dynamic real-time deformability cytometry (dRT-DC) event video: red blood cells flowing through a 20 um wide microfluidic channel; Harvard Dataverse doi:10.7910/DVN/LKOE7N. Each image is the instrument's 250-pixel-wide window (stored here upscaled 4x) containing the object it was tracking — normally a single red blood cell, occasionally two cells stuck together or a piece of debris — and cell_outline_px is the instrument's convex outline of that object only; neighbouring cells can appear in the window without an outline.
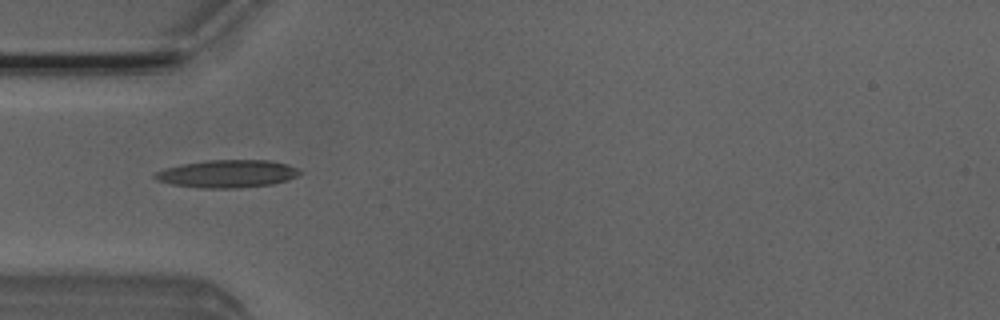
{"species": "Egyptian fruit bat (a non-hibernating species)", "species_latin": "Rousettus aegyptiacus", "temperature_condition": "room temperature", "stored_images_in_passage": 39, "camera_frame_rate_fps": 3000, "um_per_image_px": 0.085, "animal": {"sex": "male"}, "frame": {"image": 1, "passage_image": 4, "time_ms": 1.0, "image_size_px": [1000, 320], "cell_outline_px": [[304, 172], [288, 180], [272, 184], [240, 188], [200, 188], [172, 184], [156, 180], [152, 176], [156, 172], [164, 168], [180, 164], [204, 160], [268, 160], [288, 164], [300, 168]], "centroid_in_image_um": [19.34, 14.76], "position_along_channel_um": 65.7, "area_um2": 23.7}}
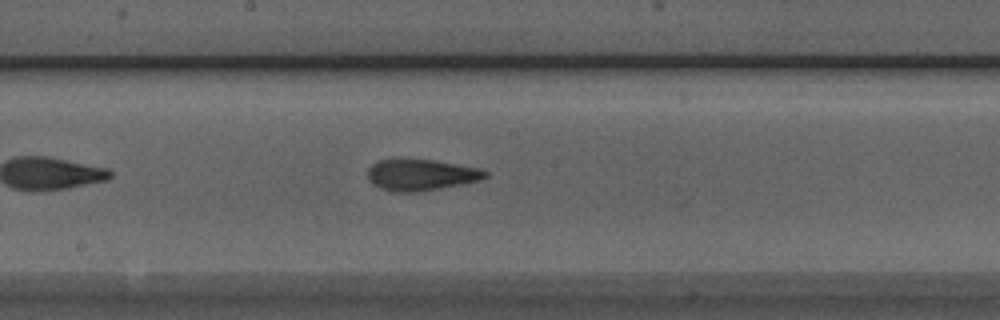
{"frame": {"image": 2, "passage_image": 15, "time_ms": 4.667, "image_size_px": [1000, 320], "cell_outline_px": [[488, 176], [480, 180], [440, 188], [416, 192], [396, 192], [380, 188], [368, 180], [368, 168], [372, 164], [380, 160], [436, 160], [480, 168], [488, 172]], "centroid_in_image_um": [35.8, 14.87], "position_along_channel_um": 212.4, "area_um2": 21.21}}
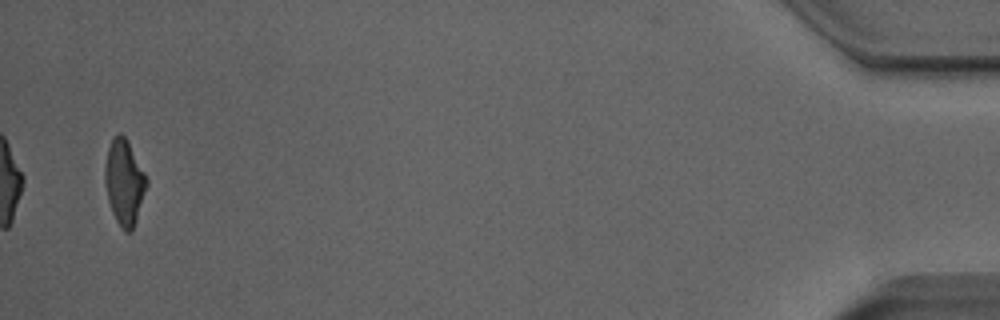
{"frame": {"image": 3, "passage_image": 38, "time_ms": 12.333, "image_size_px": [1000, 320], "cell_outline_px": [[148, 184], [132, 232], [124, 232], [120, 228], [112, 212], [108, 200], [104, 180], [104, 168], [108, 148], [112, 136], [120, 132], [128, 140], [148, 180]], "centroid_in_image_um": [10.55, 15.48], "position_along_channel_um": 424.6, "area_um2": 20.87}, "authors_computed_cell_mechanics": {"area_um2": 20.8658, "velocity_mm_per_s": 3.9932, "shape_relaxation_time_tau1_ms": 3.7864, "shape_relaxation_time_tau2_ms": 2.146, "deformation_change_tau1": 0.1841, "deformation_change_tau2": 0.1227}}